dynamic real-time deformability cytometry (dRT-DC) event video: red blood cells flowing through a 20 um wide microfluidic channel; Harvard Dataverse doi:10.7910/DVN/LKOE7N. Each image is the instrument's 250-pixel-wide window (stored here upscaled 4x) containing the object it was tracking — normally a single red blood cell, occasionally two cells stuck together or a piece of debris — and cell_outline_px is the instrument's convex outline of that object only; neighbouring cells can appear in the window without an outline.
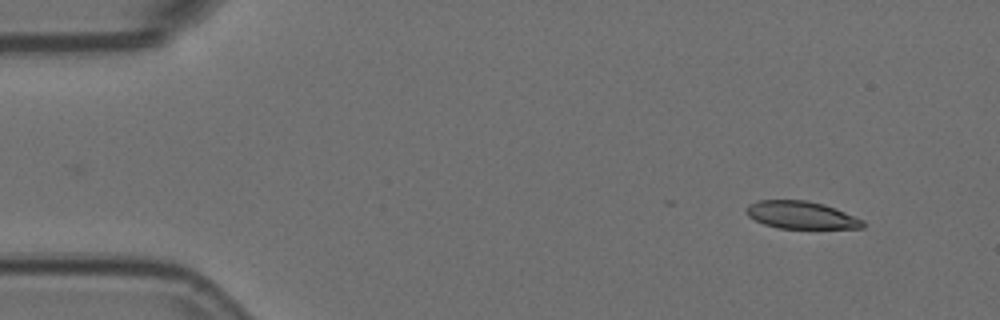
{"species": "Egyptian fruit bat (a non-hibernating species)", "species_latin": "Rousettus aegyptiacus", "temperature_condition": "room temperature", "stored_images_in_passage": 4, "camera_frame_rate_fps": 3000, "um_per_image_px": 0.085, "animal": {"sex": "female"}, "frame": {"image": 1, "passage_image": 1, "time_ms": 0.0, "image_size_px": [1000, 320], "cell_outline_px": [[864, 228], [780, 228], [764, 224], [748, 216], [744, 212], [744, 208], [748, 204], [760, 200], [804, 200], [824, 204], [864, 220]], "centroid_in_image_um": [68.06, 18.27], "position_along_channel_um": 16.9, "area_um2": 18.61}}
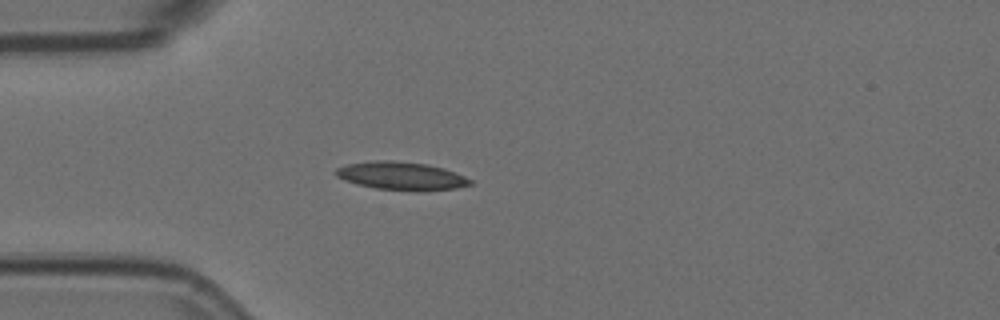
{"frame": {"image": 2, "passage_image": 4, "time_ms": 1.0, "image_size_px": [1000, 320], "cell_outline_px": [[472, 184], [456, 188], [420, 192], [376, 188], [356, 184], [344, 180], [336, 176], [336, 168], [348, 164], [372, 160], [392, 160], [428, 164], [444, 168], [464, 176], [472, 180]], "centroid_in_image_um": [34.12, 14.96], "position_along_channel_um": 50.9, "area_um2": 22.2}}